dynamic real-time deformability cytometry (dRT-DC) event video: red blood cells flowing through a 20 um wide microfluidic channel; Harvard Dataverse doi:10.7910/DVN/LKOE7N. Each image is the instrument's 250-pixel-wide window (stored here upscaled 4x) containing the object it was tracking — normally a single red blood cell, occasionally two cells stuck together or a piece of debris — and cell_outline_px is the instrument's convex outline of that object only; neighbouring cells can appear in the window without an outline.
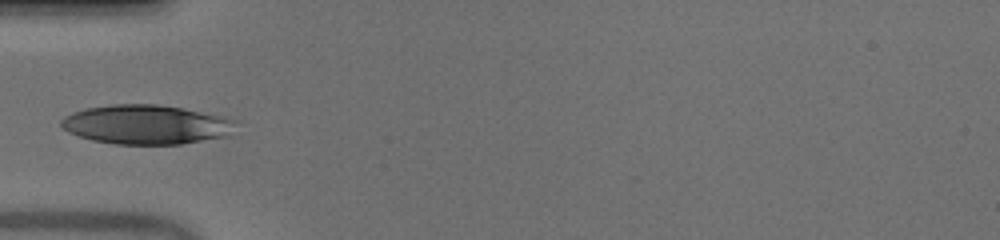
{"species": "human", "species_latin": "Homo sapiens", "temperature_condition": "warm", "stored_images_in_passage": 29, "camera_frame_rate_fps": 3000, "um_per_image_px": 0.085, "donor": {"sex": "male"}, "frame": {"image": 1, "passage_image": 1, "time_ms": 0.0, "image_size_px": [1000, 240], "cell_outline_px": [[236, 120], [228, 136], [180, 144], [116, 144], [92, 140], [68, 132], [60, 124], [60, 120], [64, 116], [72, 112], [88, 108], [112, 104], [156, 104], [184, 108], [224, 116]], "centroid_in_image_um": [12.42, 10.58], "position_along_channel_um": 72.6, "area_um2": 39.94}}
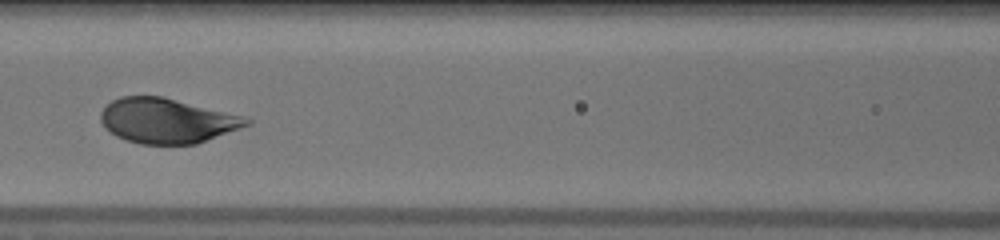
{"frame": {"image": 2, "passage_image": 7, "time_ms": 2.0, "image_size_px": [1000, 240], "cell_outline_px": [[252, 124], [196, 144], [140, 144], [116, 136], [100, 120], [100, 112], [112, 100], [120, 96], [160, 96], [240, 116], [252, 120]], "centroid_in_image_um": [14.17, 10.27], "position_along_channel_um": 152.4, "area_um2": 37.45}}
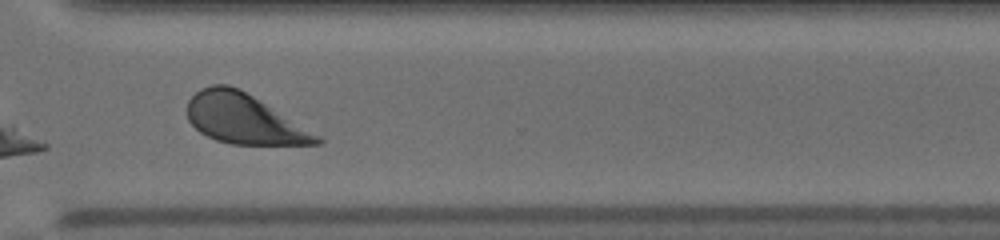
{"frame": {"image": 3, "passage_image": 22, "time_ms": 7.0, "image_size_px": [1000, 240], "cell_outline_px": [[324, 140], [320, 144], [232, 144], [216, 140], [200, 132], [188, 120], [188, 100], [200, 88], [212, 84], [228, 84], [240, 88], [320, 136]], "centroid_in_image_um": [20.71, 10.09], "position_along_channel_um": 349.9, "area_um2": 37.22}}